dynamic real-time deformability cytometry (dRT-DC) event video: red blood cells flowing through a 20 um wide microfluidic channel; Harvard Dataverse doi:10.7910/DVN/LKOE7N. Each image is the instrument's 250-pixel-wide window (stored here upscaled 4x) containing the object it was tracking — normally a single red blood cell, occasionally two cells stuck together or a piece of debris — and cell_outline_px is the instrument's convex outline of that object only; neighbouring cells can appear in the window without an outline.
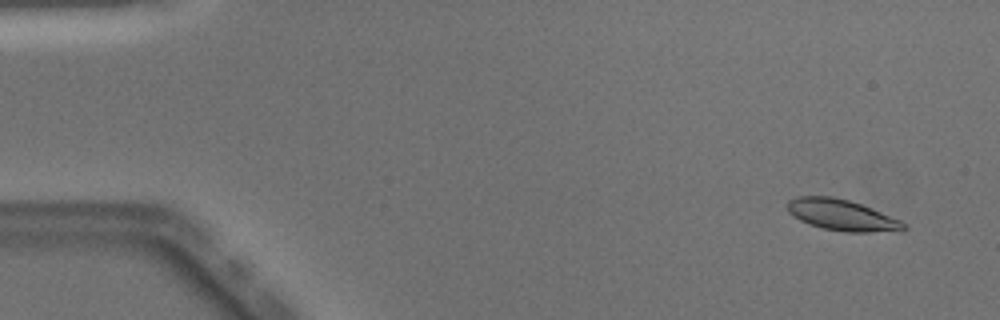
{"species": "Egyptian fruit bat (a non-hibernating species)", "species_latin": "Rousettus aegyptiacus", "temperature_condition": "warm", "stored_images_in_passage": 52, "camera_frame_rate_fps": 3000, "um_per_image_px": 0.085, "animal": {"sex": "male"}, "frame": {"image": 1, "passage_image": 4, "time_ms": 1.0, "image_size_px": [1000, 320], "cell_outline_px": [[908, 228], [900, 232], [844, 232], [824, 228], [808, 224], [792, 216], [788, 212], [788, 200], [800, 196], [832, 196], [848, 200], [860, 204], [900, 220], [908, 224]], "centroid_in_image_um": [71.59, 18.3], "position_along_channel_um": 13.4, "area_um2": 21.15}}
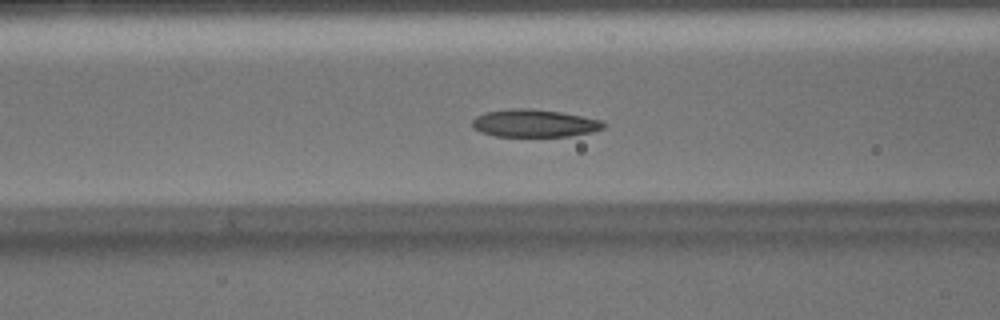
{"frame": {"image": 2, "passage_image": 21, "time_ms": 6.667, "image_size_px": [1000, 320], "cell_outline_px": [[608, 124], [604, 128], [592, 132], [568, 136], [496, 136], [480, 132], [472, 128], [472, 120], [476, 116], [484, 112], [512, 108], [528, 108], [560, 112], [604, 120]], "centroid_in_image_um": [45.43, 10.47], "position_along_channel_um": 121.2, "area_um2": 21.33}}
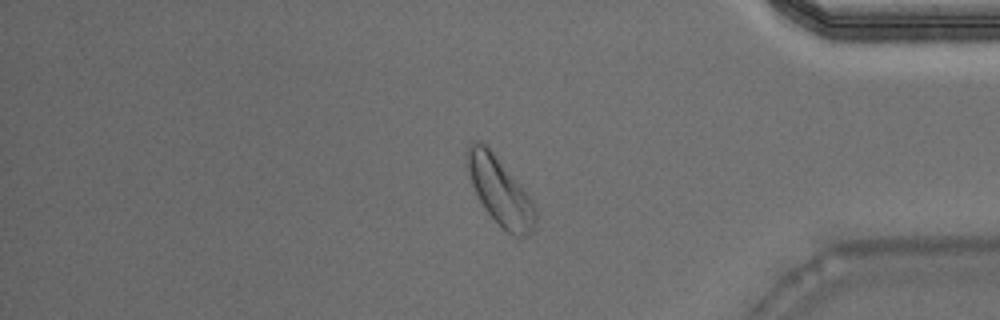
{"frame": {"image": 3, "passage_image": 43, "time_ms": 14.0, "image_size_px": [1000, 320], "cell_outline_px": [[536, 220], [532, 232], [524, 236], [516, 236], [508, 232], [484, 208], [472, 184], [468, 172], [468, 144], [472, 140], [480, 140], [488, 144], [532, 200], [536, 208]], "centroid_in_image_um": [42.5, 16.19], "position_along_channel_um": 392.7, "area_um2": 26.53}, "authors_computed_cell_mechanics": {"area_um2": 21.3282, "velocity_mm_per_s": 4.0313, "shape_relaxation_time_tau1_ms": 2.354, "shape_relaxation_time_tau2_ms": null, "deformation_change_tau1": 0.1231, "deformation_change_tau2": null}}